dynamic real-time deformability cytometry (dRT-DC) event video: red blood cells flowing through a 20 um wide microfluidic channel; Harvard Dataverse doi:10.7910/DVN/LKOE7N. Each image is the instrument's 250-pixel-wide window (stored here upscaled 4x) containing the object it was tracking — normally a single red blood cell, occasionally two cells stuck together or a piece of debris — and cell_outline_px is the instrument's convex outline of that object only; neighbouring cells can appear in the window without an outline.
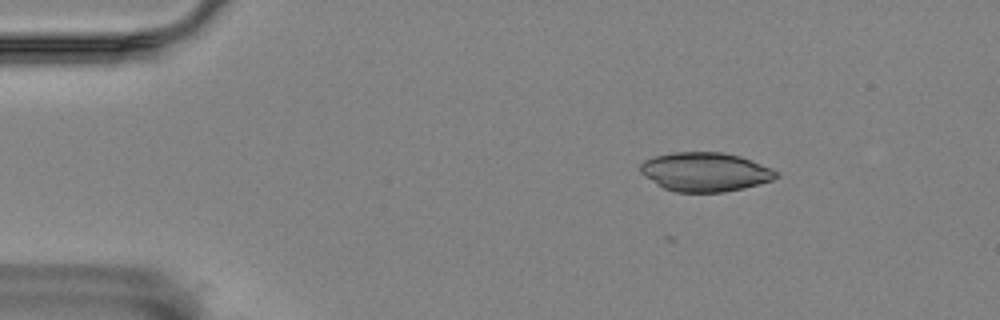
{"species": "Egyptian fruit bat (a non-hibernating species)", "species_latin": "Rousettus aegyptiacus", "temperature_condition": "room temperature", "stored_images_in_passage": 5, "camera_frame_rate_fps": 3000, "um_per_image_px": 0.085, "animal": {"sex": "female"}, "frame": {"image": 1, "passage_image": 3, "time_ms": 0.667, "image_size_px": [1000, 320], "cell_outline_px": [[780, 176], [772, 180], [760, 184], [744, 188], [724, 192], [676, 192], [664, 188], [644, 176], [640, 172], [640, 164], [644, 160], [656, 156], [676, 152], [720, 152], [740, 156], [772, 168], [780, 172]], "centroid_in_image_um": [59.97, 14.62], "position_along_channel_um": 25.0, "area_um2": 30.92}}